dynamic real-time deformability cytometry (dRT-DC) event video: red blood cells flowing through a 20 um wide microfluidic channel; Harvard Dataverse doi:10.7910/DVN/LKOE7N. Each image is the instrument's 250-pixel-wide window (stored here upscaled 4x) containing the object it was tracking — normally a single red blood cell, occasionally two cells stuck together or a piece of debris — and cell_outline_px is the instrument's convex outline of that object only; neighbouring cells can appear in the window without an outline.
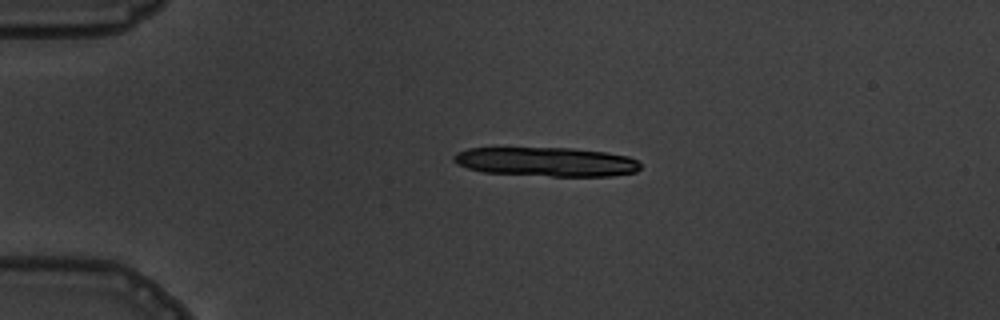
{"species": "common noctule bat (a hibernating species)", "species_latin": "Nyctalus noctula", "temperature_condition": "warm", "stored_images_in_passage": 6, "segment_of_instrument_passage": [2, 2], "camera_frame_rate_fps": 3000, "um_per_image_px": 0.085, "animal": {"sex": "male", "body_mass_g": 19.5, "forearm_length_mm": 54.6}, "frame": {"image": 1, "passage_image": 6, "time_ms": 6.667, "image_size_px": [1000, 320], "cell_outline_px": [[640, 168], [636, 172], [612, 176], [552, 176], [484, 172], [468, 168], [456, 164], [452, 160], [452, 156], [456, 152], [468, 148], [572, 148], [608, 152], [628, 156], [636, 160], [640, 164]], "centroid_in_image_um": [46.43, 13.75], "position_along_channel_um": 38.6, "area_um2": 31.85}}